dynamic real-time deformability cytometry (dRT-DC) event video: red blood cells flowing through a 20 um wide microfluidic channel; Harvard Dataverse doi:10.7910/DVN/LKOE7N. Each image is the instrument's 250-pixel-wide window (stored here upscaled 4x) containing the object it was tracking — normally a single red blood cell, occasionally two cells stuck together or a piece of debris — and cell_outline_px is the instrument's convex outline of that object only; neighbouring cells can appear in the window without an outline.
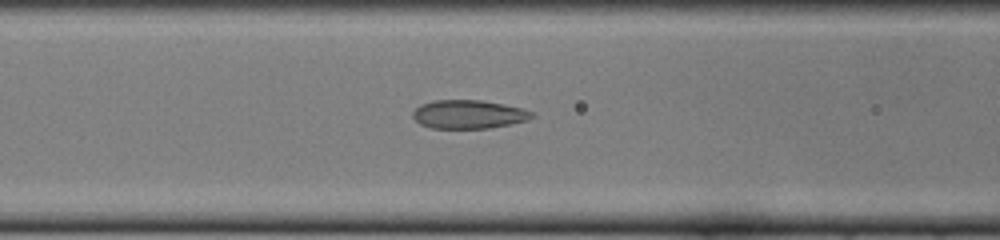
{"species": "common noctule bat (a hibernating species)", "species_latin": "Nyctalus noctula", "temperature_condition": "cold", "stored_images_in_passage": 48, "camera_frame_rate_fps": 3000, "um_per_image_px": 0.085, "animal": {"sex": "female", "body_mass_g": 22.0, "forearm_length_mm": 56.7}, "frame": {"image": 1, "passage_image": 19, "time_ms": 6.0, "image_size_px": [1000, 240], "cell_outline_px": [[536, 116], [528, 120], [488, 128], [432, 128], [420, 124], [412, 116], [412, 112], [420, 104], [432, 100], [480, 100], [504, 104], [520, 108], [532, 112]], "centroid_in_image_um": [39.8, 9.71], "position_along_channel_um": 126.8, "area_um2": 19.77}}
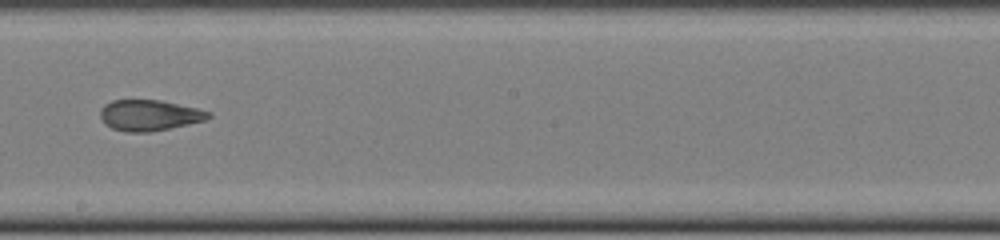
{"frame": {"image": 2, "passage_image": 27, "time_ms": 8.667, "image_size_px": [1000, 240], "cell_outline_px": [[212, 116], [204, 120], [188, 124], [152, 132], [128, 132], [112, 128], [104, 124], [100, 116], [100, 108], [104, 104], [112, 100], [160, 100], [196, 108], [212, 112]], "centroid_in_image_um": [12.67, 9.8], "position_along_channel_um": 235.5, "area_um2": 19.48}}
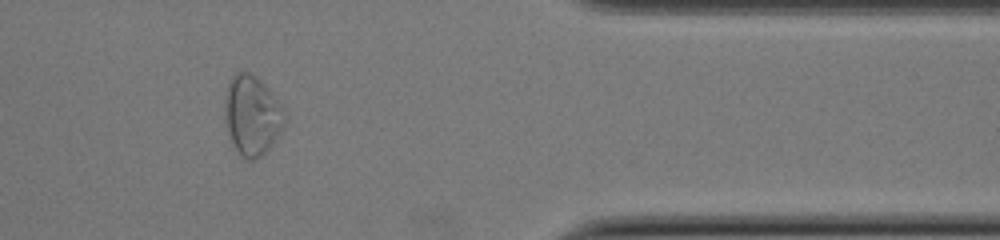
{"frame": {"image": 3, "passage_image": 40, "time_ms": 13.0, "image_size_px": [1000, 240], "cell_outline_px": [[288, 116], [284, 128], [268, 148], [260, 156], [252, 160], [248, 160], [240, 156], [232, 144], [224, 120], [224, 104], [228, 84], [232, 76], [236, 72], [248, 72], [260, 80], [284, 104]], "centroid_in_image_um": [21.46, 9.8], "position_along_channel_um": 389.9, "area_um2": 28.32}, "authors_computed_cell_mechanics": {"area_um2": 22.3108, "velocity_mm_per_s": 4.0984, "shape_relaxation_time_tau1_ms": null, "shape_relaxation_time_tau2_ms": 1.5481, "deformation_change_tau1": null, "deformation_change_tau2": 0.0818}}